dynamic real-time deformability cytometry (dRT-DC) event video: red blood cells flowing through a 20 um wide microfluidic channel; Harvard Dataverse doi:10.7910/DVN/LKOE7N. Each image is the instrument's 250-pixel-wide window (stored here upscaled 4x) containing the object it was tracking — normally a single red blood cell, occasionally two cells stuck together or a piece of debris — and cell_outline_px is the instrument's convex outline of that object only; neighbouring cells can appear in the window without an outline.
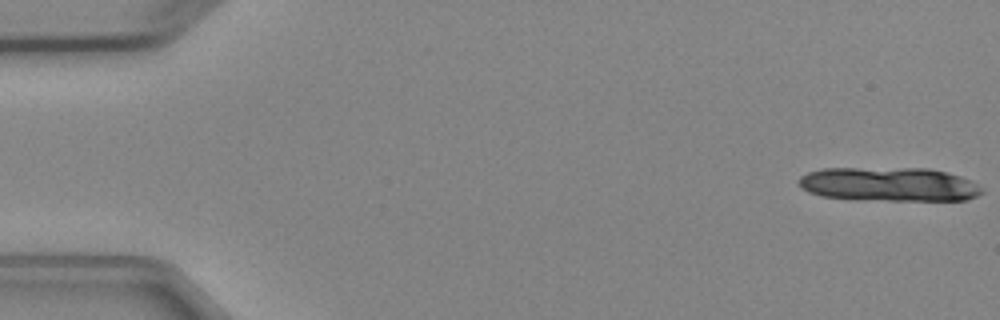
{"species": "Egyptian fruit bat (a non-hibernating species)", "species_latin": "Rousettus aegyptiacus", "temperature_condition": "cold", "stored_images_in_passage": 7, "camera_frame_rate_fps": 3000, "um_per_image_px": 0.085, "animal": {"sex": "female"}, "frame": {"image": 1, "passage_image": 1, "time_ms": 0.0, "image_size_px": [1000, 320], "cell_outline_px": [[984, 192], [968, 200], [860, 200], [820, 196], [808, 192], [800, 188], [796, 180], [800, 176], [808, 172], [824, 168], [928, 168], [960, 176], [972, 180]], "centroid_in_image_um": [75.51, 15.67], "position_along_channel_um": 9.5, "area_um2": 36.65}}